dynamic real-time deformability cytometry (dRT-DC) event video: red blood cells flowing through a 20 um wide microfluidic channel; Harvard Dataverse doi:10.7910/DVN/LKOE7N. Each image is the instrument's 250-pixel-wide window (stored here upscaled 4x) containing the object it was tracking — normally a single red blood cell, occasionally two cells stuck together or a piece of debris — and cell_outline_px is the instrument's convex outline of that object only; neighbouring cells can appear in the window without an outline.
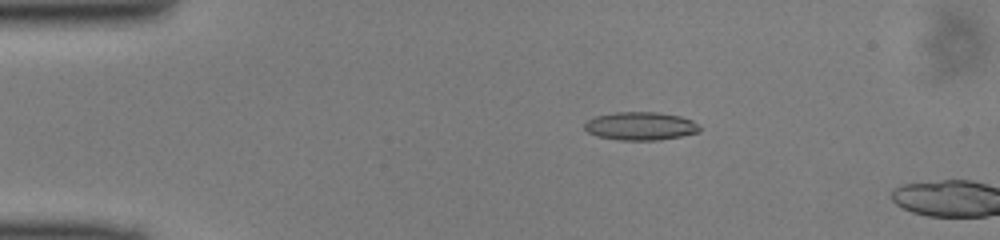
{"species": "common noctule bat (a hibernating species)", "species_latin": "Nyctalus noctula", "temperature_condition": "cold", "stored_images_in_passage": 12, "camera_frame_rate_fps": 3000, "um_per_image_px": 0.085, "animal": {"sex": "male", "body_mass_g": 13.0, "forearm_length_mm": 53.1}, "frame": {"image": 1, "passage_image": 9, "time_ms": 2.667, "image_size_px": [1000, 240], "cell_outline_px": [[700, 132], [660, 140], [620, 140], [596, 136], [588, 132], [584, 128], [584, 124], [588, 120], [596, 116], [616, 112], [660, 112], [680, 116], [692, 120], [700, 128]], "centroid_in_image_um": [54.44, 10.71], "position_along_channel_um": 30.6, "area_um2": 18.9}}